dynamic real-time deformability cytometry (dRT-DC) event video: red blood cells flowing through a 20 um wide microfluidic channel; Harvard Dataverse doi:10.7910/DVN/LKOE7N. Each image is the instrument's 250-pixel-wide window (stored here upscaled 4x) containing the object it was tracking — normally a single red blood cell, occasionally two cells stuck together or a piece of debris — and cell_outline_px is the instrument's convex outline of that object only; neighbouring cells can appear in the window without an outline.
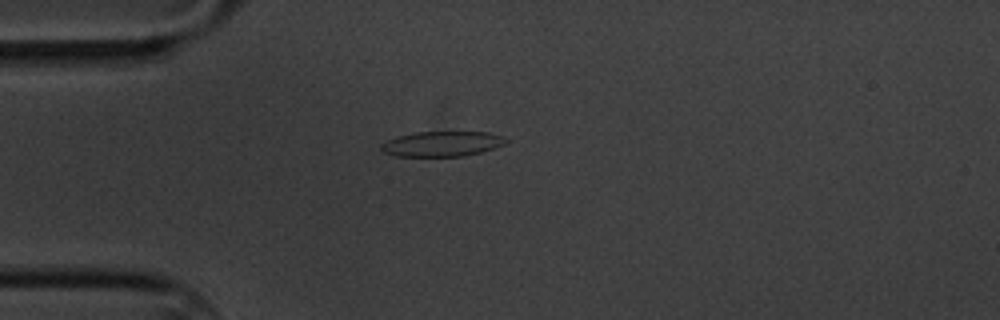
{"species": "common noctule bat (a hibernating species)", "species_latin": "Nyctalus noctula", "temperature_condition": "cold", "stored_images_in_passage": 7, "camera_frame_rate_fps": 3000, "um_per_image_px": 0.085, "animal": {"sex": "male", "body_mass_g": 20.1, "forearm_length_mm": 53.5}, "frame": {"image": 1, "passage_image": 1, "time_ms": 0.0, "image_size_px": [1000, 320], "cell_outline_px": [[508, 140], [504, 144], [480, 152], [464, 156], [396, 156], [384, 152], [380, 148], [380, 144], [388, 140], [400, 136], [416, 132], [488, 132], [504, 136]], "centroid_in_image_um": [37.58, 12.22], "position_along_channel_um": 47.4, "area_um2": 18.09}}
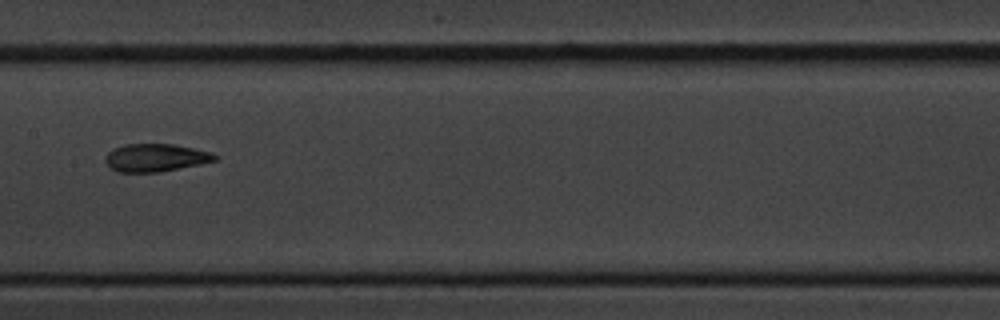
{"frame": {"image": 2, "passage_image": 5, "time_ms": 4.667, "image_size_px": [1000, 320], "cell_outline_px": [[220, 156], [216, 160], [200, 164], [160, 172], [116, 172], [108, 168], [104, 160], [104, 156], [112, 148], [124, 144], [172, 144], [212, 152]], "centroid_in_image_um": [13.17, 13.41], "position_along_channel_um": 194.2, "area_um2": 18.03}}
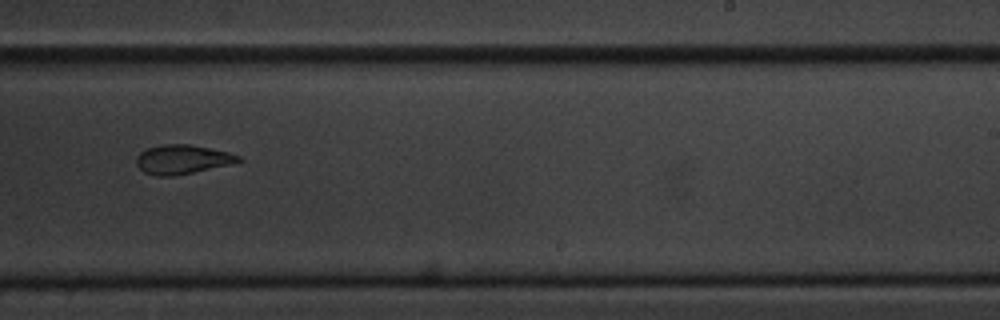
{"frame": {"image": 3, "passage_image": 7, "time_ms": 7.0, "image_size_px": [1000, 320], "cell_outline_px": [[244, 160], [228, 164], [192, 172], [172, 176], [156, 176], [144, 172], [136, 164], [136, 156], [140, 152], [148, 148], [164, 144], [192, 144], [228, 152], [240, 156]], "centroid_in_image_um": [15.47, 13.54], "position_along_channel_um": 273.5, "area_um2": 17.17}}